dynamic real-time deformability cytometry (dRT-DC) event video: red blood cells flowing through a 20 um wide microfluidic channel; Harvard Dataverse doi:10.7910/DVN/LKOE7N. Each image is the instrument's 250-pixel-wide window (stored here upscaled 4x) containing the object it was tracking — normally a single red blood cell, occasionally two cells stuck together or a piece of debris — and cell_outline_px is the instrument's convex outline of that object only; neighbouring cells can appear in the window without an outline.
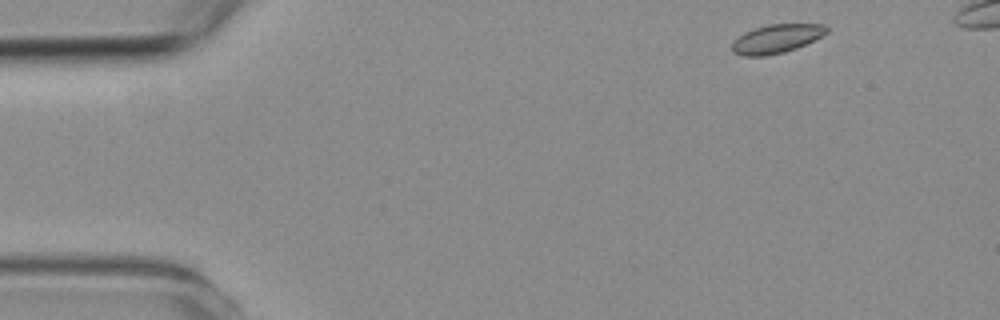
{"species": "common noctule bat (a hibernating species)", "species_latin": "Nyctalus noctula", "temperature_condition": "room temperature", "stored_images_in_passage": 7, "camera_frame_rate_fps": 3000, "um_per_image_px": 0.085, "animal": {"sex": "female", "body_mass_g": 19.3, "forearm_length_mm": 54.1}, "frame": {"image": 1, "passage_image": 1, "time_ms": 0.0, "image_size_px": [1000, 320], "cell_outline_px": [[828, 32], [796, 48], [784, 52], [764, 56], [744, 56], [732, 52], [732, 44], [744, 32], [768, 24], [824, 24], [828, 28]], "centroid_in_image_um": [65.99, 3.29], "position_along_channel_um": 19.0, "area_um2": 15.55}}
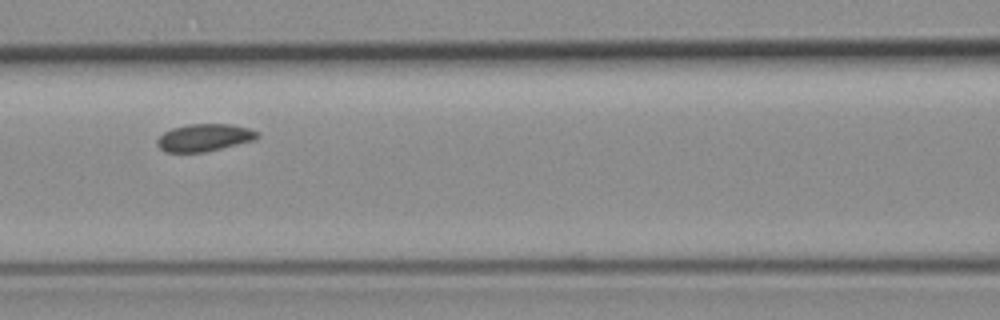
{"frame": {"image": 2, "passage_image": 6, "time_ms": 5.667, "image_size_px": [1000, 320], "cell_outline_px": [[260, 136], [256, 140], [204, 152], [164, 152], [156, 144], [156, 140], [164, 132], [172, 128], [188, 124], [232, 124], [248, 128], [260, 132]], "centroid_in_image_um": [17.39, 11.69], "position_along_channel_um": 149.2, "area_um2": 16.13}}
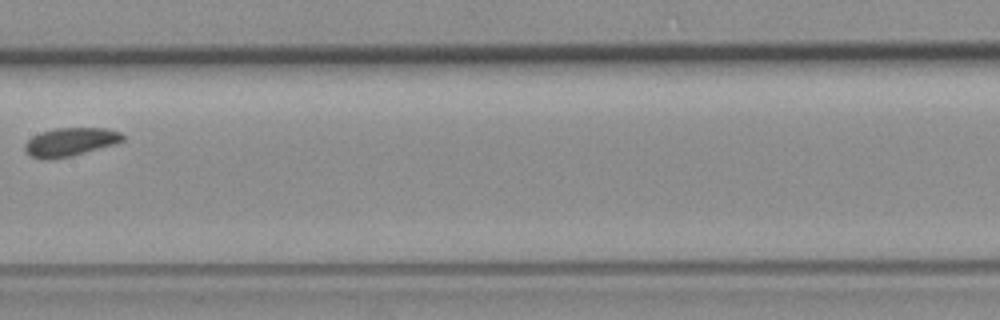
{"frame": {"image": 3, "passage_image": 7, "time_ms": 7.0, "image_size_px": [1000, 320], "cell_outline_px": [[124, 140], [112, 144], [72, 156], [32, 156], [24, 148], [24, 144], [32, 136], [40, 132], [56, 128], [104, 128], [120, 132], [124, 136]], "centroid_in_image_um": [6.01, 12.01], "position_along_channel_um": 201.4, "area_um2": 15.37}}